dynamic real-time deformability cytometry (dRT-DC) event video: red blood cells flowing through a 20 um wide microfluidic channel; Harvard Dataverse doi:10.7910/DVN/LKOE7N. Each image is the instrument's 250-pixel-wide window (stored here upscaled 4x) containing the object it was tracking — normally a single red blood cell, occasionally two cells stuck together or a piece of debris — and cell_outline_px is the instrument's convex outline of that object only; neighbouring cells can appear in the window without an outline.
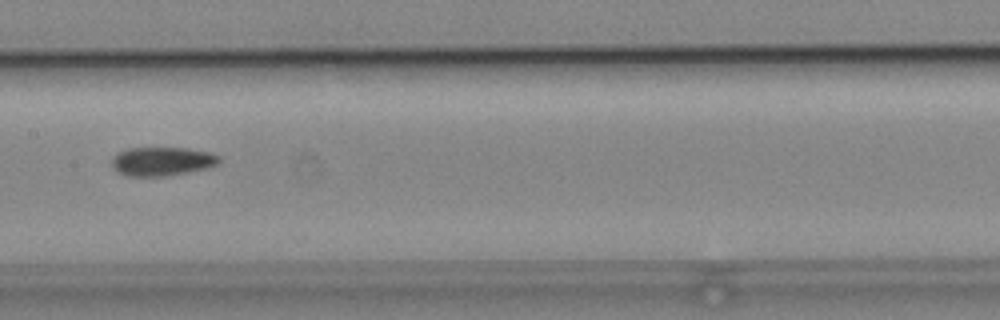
{"species": "common noctule bat (a hibernating species)", "species_latin": "Nyctalus noctula", "temperature_condition": "cold", "stored_images_in_passage": 10, "camera_frame_rate_fps": 3000, "um_per_image_px": 0.085, "animal": {"sex": "male", "body_mass_g": 19.2, "forearm_length_mm": 51.8}, "frame": {"image": 1, "passage_image": 7, "time_ms": 2.0, "image_size_px": [1000, 320], "cell_outline_px": [[220, 164], [188, 172], [164, 176], [128, 176], [120, 172], [112, 164], [112, 156], [128, 148], [188, 148], [212, 152], [220, 156]], "centroid_in_image_um": [13.83, 13.7], "position_along_channel_um": 193.6, "area_um2": 17.92}}
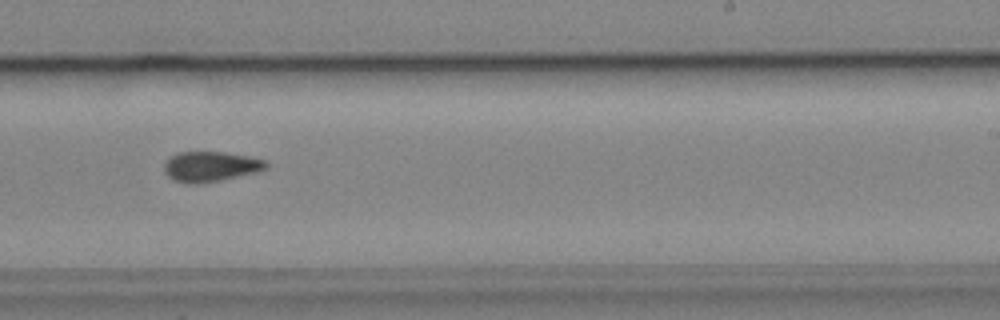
{"frame": {"image": 2, "passage_image": 9, "time_ms": 2.667, "image_size_px": [1000, 320], "cell_outline_px": [[268, 168], [256, 172], [220, 180], [196, 184], [188, 184], [172, 180], [164, 172], [164, 164], [176, 152], [228, 152], [268, 160]], "centroid_in_image_um": [17.91, 14.15], "position_along_channel_um": 271.1, "area_um2": 18.03}}